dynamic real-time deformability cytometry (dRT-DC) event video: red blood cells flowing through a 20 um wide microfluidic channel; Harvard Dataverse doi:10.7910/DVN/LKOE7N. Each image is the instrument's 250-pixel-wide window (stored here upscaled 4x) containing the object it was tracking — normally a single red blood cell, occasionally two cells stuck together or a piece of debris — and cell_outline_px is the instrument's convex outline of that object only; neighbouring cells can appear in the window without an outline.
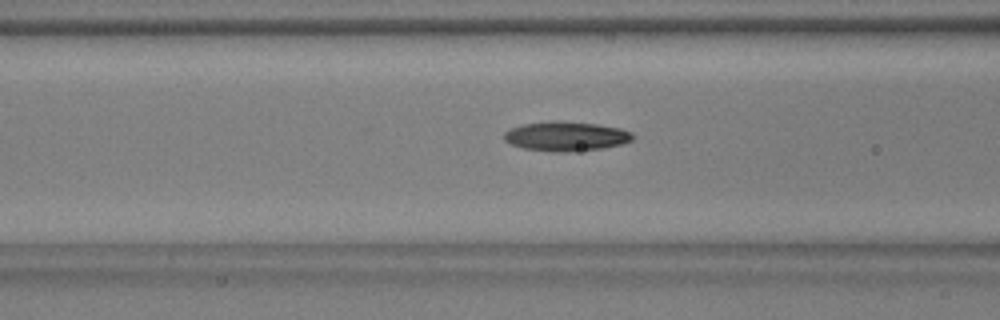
{"species": "common noctule bat (a hibernating species)", "species_latin": "Nyctalus noctula", "temperature_condition": "warm", "stored_images_in_passage": 32, "camera_frame_rate_fps": 3000, "um_per_image_px": 0.085, "animal": {"sex": "male", "body_mass_g": 17.9, "forearm_length_mm": 54.2}, "frame": {"image": 1, "passage_image": 6, "time_ms": 1.667, "image_size_px": [1000, 320], "cell_outline_px": [[636, 136], [632, 140], [620, 144], [600, 148], [560, 152], [552, 152], [524, 148], [512, 144], [504, 140], [504, 132], [512, 128], [524, 124], [552, 120], [560, 120], [596, 124], [620, 128], [632, 132]], "centroid_in_image_um": [48.11, 11.57], "position_along_channel_um": 118.5, "area_um2": 21.96}}
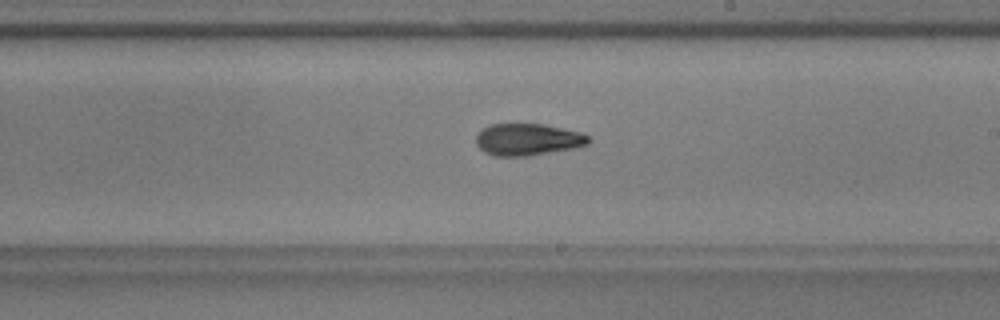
{"frame": {"image": 2, "passage_image": 16, "time_ms": 5.0, "image_size_px": [1000, 320], "cell_outline_px": [[592, 140], [588, 144], [572, 148], [524, 156], [492, 156], [484, 152], [476, 144], [476, 136], [484, 128], [492, 124], [544, 124], [564, 128], [580, 132], [588, 136]], "centroid_in_image_um": [44.85, 11.85], "position_along_channel_um": 244.1, "area_um2": 20.75}}
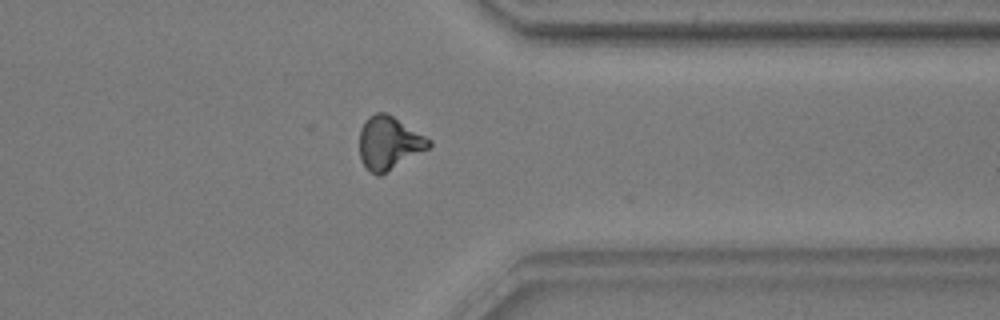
{"frame": {"image": 3, "passage_image": 27, "time_ms": 8.667, "image_size_px": [1000, 320], "cell_outline_px": [[432, 144], [428, 148], [380, 176], [376, 176], [368, 172], [360, 160], [360, 128], [364, 120], [368, 116], [376, 112], [384, 112], [392, 116], [432, 140]], "centroid_in_image_um": [33.02, 12.17], "position_along_channel_um": 378.4, "area_um2": 21.5}}